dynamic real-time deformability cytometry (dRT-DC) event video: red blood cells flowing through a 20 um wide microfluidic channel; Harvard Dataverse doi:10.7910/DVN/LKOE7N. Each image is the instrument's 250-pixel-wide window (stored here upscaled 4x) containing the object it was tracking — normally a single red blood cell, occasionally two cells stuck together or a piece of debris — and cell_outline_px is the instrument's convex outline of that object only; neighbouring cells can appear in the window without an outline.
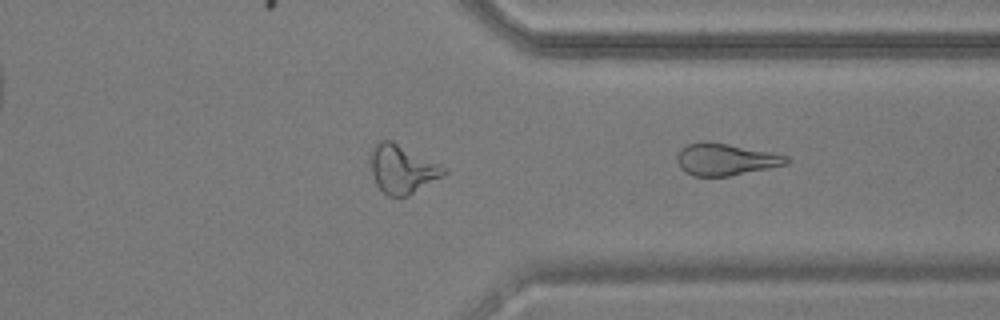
{"species": "common noctule bat (a hibernating species)", "species_latin": "Nyctalus noctula", "temperature_condition": "warm", "stored_images_in_passage": 40, "camera_frame_rate_fps": 3000, "um_per_image_px": 0.085, "animal": {"sex": "male", "body_mass_g": 17.9, "forearm_length_mm": 54.2}, "frame": {"image": 1, "passage_image": 40, "time_ms": 13.0, "image_size_px": [1000, 320], "cell_outline_px": [[788, 164], [728, 176], [692, 176], [684, 172], [680, 168], [676, 160], [676, 156], [680, 148], [688, 144], [700, 140], [728, 144], [772, 152], [788, 156]], "centroid_in_image_um": [61.61, 13.54], "position_along_channel_um": 349.8, "area_um2": 20.46}}